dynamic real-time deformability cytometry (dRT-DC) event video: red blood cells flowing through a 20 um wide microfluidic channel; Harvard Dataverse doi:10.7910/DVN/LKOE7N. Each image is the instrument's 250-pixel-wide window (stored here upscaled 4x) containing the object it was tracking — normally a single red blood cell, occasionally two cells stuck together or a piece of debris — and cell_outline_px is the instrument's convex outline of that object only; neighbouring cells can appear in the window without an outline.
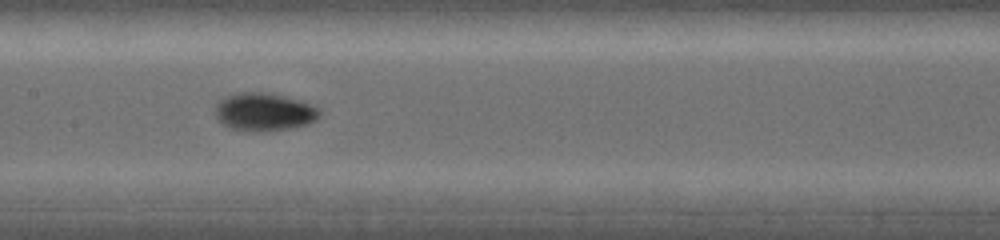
{"species": "common noctule bat (a hibernating species)", "species_latin": "Nyctalus noctula", "temperature_condition": "warm", "stored_images_in_passage": 11, "camera_frame_rate_fps": 5000, "um_per_image_px": 0.085, "animal": {"sex": "female", "body_mass_g": 19.0, "forearm_length_mm": 53.3}, "frame": {"image": 1, "passage_image": 7, "time_ms": 5.0, "image_size_px": [1000, 240], "cell_outline_px": [[320, 116], [316, 120], [308, 124], [288, 128], [264, 132], [260, 132], [232, 128], [224, 124], [216, 116], [216, 104], [224, 96], [236, 92], [264, 92], [284, 96], [316, 104], [320, 108]], "centroid_in_image_um": [22.5, 9.49], "position_along_channel_um": 184.9, "area_um2": 23.24}}
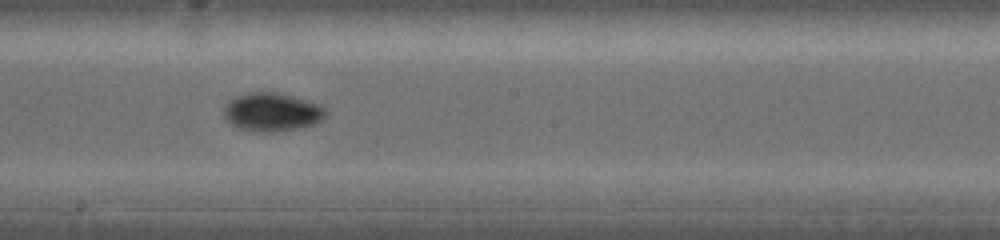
{"frame": {"image": 2, "passage_image": 8, "time_ms": 6.0, "image_size_px": [1000, 240], "cell_outline_px": [[328, 112], [316, 124], [300, 128], [268, 132], [252, 132], [240, 128], [232, 124], [224, 116], [224, 104], [236, 96], [248, 92], [276, 92], [292, 96], [320, 104]], "centroid_in_image_um": [23.11, 9.52], "position_along_channel_um": 225.1, "area_um2": 22.83}}
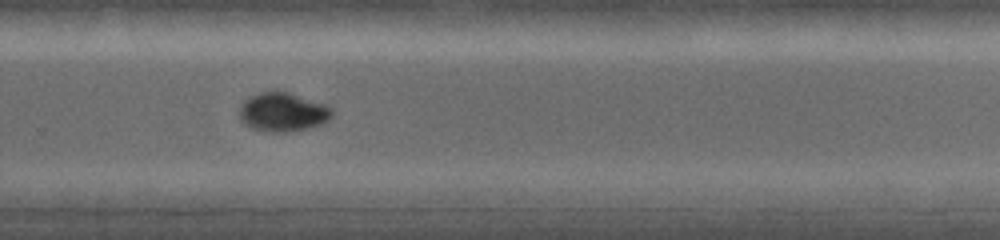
{"frame": {"image": 3, "passage_image": 10, "time_ms": 8.0, "image_size_px": [1000, 240], "cell_outline_px": [[336, 112], [324, 124], [308, 128], [288, 132], [272, 132], [252, 128], [244, 124], [240, 120], [240, 104], [244, 100], [260, 92], [288, 92], [324, 104], [332, 108]], "centroid_in_image_um": [24.06, 9.54], "position_along_channel_um": 305.7, "area_um2": 20.98}}